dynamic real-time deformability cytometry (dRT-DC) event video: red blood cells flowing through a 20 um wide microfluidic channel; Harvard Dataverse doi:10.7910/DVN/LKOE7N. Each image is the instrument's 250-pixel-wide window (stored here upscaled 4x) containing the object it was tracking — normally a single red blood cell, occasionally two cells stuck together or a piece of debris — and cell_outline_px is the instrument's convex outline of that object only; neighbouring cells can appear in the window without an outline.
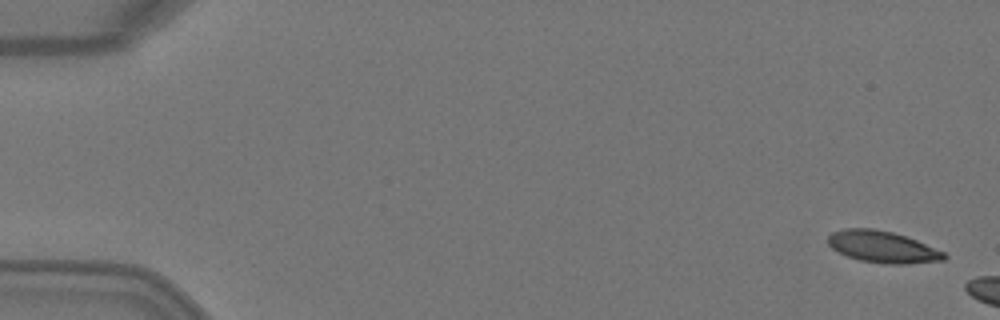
{"species": "Egyptian fruit bat (a non-hibernating species)", "species_latin": "Rousettus aegyptiacus", "temperature_condition": "warm", "stored_images_in_passage": 4, "camera_frame_rate_fps": 3000, "um_per_image_px": 0.085, "animal": {"sex": "female"}, "frame": {"image": 1, "passage_image": 1, "time_ms": 0.0, "image_size_px": [1000, 320], "cell_outline_px": [[948, 256], [944, 260], [904, 264], [884, 264], [860, 260], [848, 256], [832, 248], [828, 244], [828, 236], [832, 232], [844, 228], [872, 228], [892, 232], [916, 240], [944, 252]], "centroid_in_image_um": [75.0, 20.98], "position_along_channel_um": 10.0, "area_um2": 21.27}}